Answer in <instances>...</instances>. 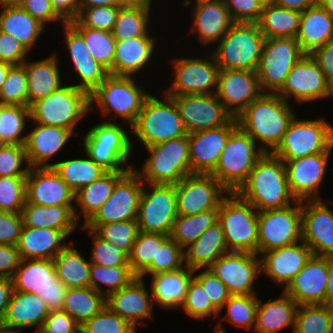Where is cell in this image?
<instances>
[{
  "label": "cell",
  "instance_id": "cell-1",
  "mask_svg": "<svg viewBox=\"0 0 333 333\" xmlns=\"http://www.w3.org/2000/svg\"><path fill=\"white\" fill-rule=\"evenodd\" d=\"M294 113L289 102L276 93L267 92L252 101L236 119L238 126L255 142L263 143L260 148L265 153H272L296 117Z\"/></svg>",
  "mask_w": 333,
  "mask_h": 333
},
{
  "label": "cell",
  "instance_id": "cell-2",
  "mask_svg": "<svg viewBox=\"0 0 333 333\" xmlns=\"http://www.w3.org/2000/svg\"><path fill=\"white\" fill-rule=\"evenodd\" d=\"M236 193L257 211L282 209L290 206L291 200L296 201L289 189L284 162L272 153H264Z\"/></svg>",
  "mask_w": 333,
  "mask_h": 333
},
{
  "label": "cell",
  "instance_id": "cell-3",
  "mask_svg": "<svg viewBox=\"0 0 333 333\" xmlns=\"http://www.w3.org/2000/svg\"><path fill=\"white\" fill-rule=\"evenodd\" d=\"M264 40L258 23L234 22L212 54L220 69L256 72Z\"/></svg>",
  "mask_w": 333,
  "mask_h": 333
},
{
  "label": "cell",
  "instance_id": "cell-4",
  "mask_svg": "<svg viewBox=\"0 0 333 333\" xmlns=\"http://www.w3.org/2000/svg\"><path fill=\"white\" fill-rule=\"evenodd\" d=\"M89 110L88 92L75 85H62L30 106V120L33 123L65 128L74 133V128Z\"/></svg>",
  "mask_w": 333,
  "mask_h": 333
},
{
  "label": "cell",
  "instance_id": "cell-5",
  "mask_svg": "<svg viewBox=\"0 0 333 333\" xmlns=\"http://www.w3.org/2000/svg\"><path fill=\"white\" fill-rule=\"evenodd\" d=\"M150 156L142 170L136 172L148 184L176 185L187 175L190 167L189 134L145 147Z\"/></svg>",
  "mask_w": 333,
  "mask_h": 333
},
{
  "label": "cell",
  "instance_id": "cell-6",
  "mask_svg": "<svg viewBox=\"0 0 333 333\" xmlns=\"http://www.w3.org/2000/svg\"><path fill=\"white\" fill-rule=\"evenodd\" d=\"M163 95V101L152 94L145 100L135 124L129 130L145 147L188 134L174 100Z\"/></svg>",
  "mask_w": 333,
  "mask_h": 333
},
{
  "label": "cell",
  "instance_id": "cell-7",
  "mask_svg": "<svg viewBox=\"0 0 333 333\" xmlns=\"http://www.w3.org/2000/svg\"><path fill=\"white\" fill-rule=\"evenodd\" d=\"M227 195L220 204L218 222L228 250L258 255L257 209L237 193Z\"/></svg>",
  "mask_w": 333,
  "mask_h": 333
},
{
  "label": "cell",
  "instance_id": "cell-8",
  "mask_svg": "<svg viewBox=\"0 0 333 333\" xmlns=\"http://www.w3.org/2000/svg\"><path fill=\"white\" fill-rule=\"evenodd\" d=\"M256 142L239 126L230 134L215 169L210 173L230 193L246 182L256 162L264 155Z\"/></svg>",
  "mask_w": 333,
  "mask_h": 333
},
{
  "label": "cell",
  "instance_id": "cell-9",
  "mask_svg": "<svg viewBox=\"0 0 333 333\" xmlns=\"http://www.w3.org/2000/svg\"><path fill=\"white\" fill-rule=\"evenodd\" d=\"M148 92L136 84L133 76L109 75L91 94L90 111L94 104L103 115L115 112V118L122 117L132 127L143 108Z\"/></svg>",
  "mask_w": 333,
  "mask_h": 333
},
{
  "label": "cell",
  "instance_id": "cell-10",
  "mask_svg": "<svg viewBox=\"0 0 333 333\" xmlns=\"http://www.w3.org/2000/svg\"><path fill=\"white\" fill-rule=\"evenodd\" d=\"M122 126L112 121L99 123L87 131L84 138L85 153L107 172L129 171L121 165L127 162L133 145Z\"/></svg>",
  "mask_w": 333,
  "mask_h": 333
},
{
  "label": "cell",
  "instance_id": "cell-11",
  "mask_svg": "<svg viewBox=\"0 0 333 333\" xmlns=\"http://www.w3.org/2000/svg\"><path fill=\"white\" fill-rule=\"evenodd\" d=\"M333 148V126L325 118L299 120L294 117L272 154L281 160H293L319 153H330Z\"/></svg>",
  "mask_w": 333,
  "mask_h": 333
},
{
  "label": "cell",
  "instance_id": "cell-12",
  "mask_svg": "<svg viewBox=\"0 0 333 333\" xmlns=\"http://www.w3.org/2000/svg\"><path fill=\"white\" fill-rule=\"evenodd\" d=\"M11 279L13 290L39 295L49 311L62 310L68 288L57 278L51 259H22Z\"/></svg>",
  "mask_w": 333,
  "mask_h": 333
},
{
  "label": "cell",
  "instance_id": "cell-13",
  "mask_svg": "<svg viewBox=\"0 0 333 333\" xmlns=\"http://www.w3.org/2000/svg\"><path fill=\"white\" fill-rule=\"evenodd\" d=\"M303 55L295 38H265L256 70L262 91L276 93Z\"/></svg>",
  "mask_w": 333,
  "mask_h": 333
},
{
  "label": "cell",
  "instance_id": "cell-14",
  "mask_svg": "<svg viewBox=\"0 0 333 333\" xmlns=\"http://www.w3.org/2000/svg\"><path fill=\"white\" fill-rule=\"evenodd\" d=\"M282 209L258 211V255L302 241L301 201Z\"/></svg>",
  "mask_w": 333,
  "mask_h": 333
},
{
  "label": "cell",
  "instance_id": "cell-15",
  "mask_svg": "<svg viewBox=\"0 0 333 333\" xmlns=\"http://www.w3.org/2000/svg\"><path fill=\"white\" fill-rule=\"evenodd\" d=\"M144 184L136 219L139 231L170 236L178 216L175 185L147 183L151 191Z\"/></svg>",
  "mask_w": 333,
  "mask_h": 333
},
{
  "label": "cell",
  "instance_id": "cell-16",
  "mask_svg": "<svg viewBox=\"0 0 333 333\" xmlns=\"http://www.w3.org/2000/svg\"><path fill=\"white\" fill-rule=\"evenodd\" d=\"M178 215L193 216L210 209H219L230 193L211 174L193 173L175 185Z\"/></svg>",
  "mask_w": 333,
  "mask_h": 333
},
{
  "label": "cell",
  "instance_id": "cell-17",
  "mask_svg": "<svg viewBox=\"0 0 333 333\" xmlns=\"http://www.w3.org/2000/svg\"><path fill=\"white\" fill-rule=\"evenodd\" d=\"M206 58L207 60L204 58H175L172 64L175 70L174 79L164 94L167 96L214 94L220 68L212 53H208Z\"/></svg>",
  "mask_w": 333,
  "mask_h": 333
},
{
  "label": "cell",
  "instance_id": "cell-18",
  "mask_svg": "<svg viewBox=\"0 0 333 333\" xmlns=\"http://www.w3.org/2000/svg\"><path fill=\"white\" fill-rule=\"evenodd\" d=\"M169 97L174 100L188 134L221 127L233 118L215 93Z\"/></svg>",
  "mask_w": 333,
  "mask_h": 333
},
{
  "label": "cell",
  "instance_id": "cell-19",
  "mask_svg": "<svg viewBox=\"0 0 333 333\" xmlns=\"http://www.w3.org/2000/svg\"><path fill=\"white\" fill-rule=\"evenodd\" d=\"M143 181L135 167L117 182L112 195L86 224H108L136 220Z\"/></svg>",
  "mask_w": 333,
  "mask_h": 333
},
{
  "label": "cell",
  "instance_id": "cell-20",
  "mask_svg": "<svg viewBox=\"0 0 333 333\" xmlns=\"http://www.w3.org/2000/svg\"><path fill=\"white\" fill-rule=\"evenodd\" d=\"M276 94L287 102H289L288 97L293 96L294 101L306 103L332 96V88L318 63L310 54H305L293 66Z\"/></svg>",
  "mask_w": 333,
  "mask_h": 333
},
{
  "label": "cell",
  "instance_id": "cell-21",
  "mask_svg": "<svg viewBox=\"0 0 333 333\" xmlns=\"http://www.w3.org/2000/svg\"><path fill=\"white\" fill-rule=\"evenodd\" d=\"M256 253L228 251L220 256L208 270L219 278L231 295H256L255 278L261 273Z\"/></svg>",
  "mask_w": 333,
  "mask_h": 333
},
{
  "label": "cell",
  "instance_id": "cell-22",
  "mask_svg": "<svg viewBox=\"0 0 333 333\" xmlns=\"http://www.w3.org/2000/svg\"><path fill=\"white\" fill-rule=\"evenodd\" d=\"M263 93L257 72L220 69L215 94L234 118Z\"/></svg>",
  "mask_w": 333,
  "mask_h": 333
},
{
  "label": "cell",
  "instance_id": "cell-23",
  "mask_svg": "<svg viewBox=\"0 0 333 333\" xmlns=\"http://www.w3.org/2000/svg\"><path fill=\"white\" fill-rule=\"evenodd\" d=\"M301 212L302 241L313 255L333 256V211L322 199H315L302 200Z\"/></svg>",
  "mask_w": 333,
  "mask_h": 333
},
{
  "label": "cell",
  "instance_id": "cell-24",
  "mask_svg": "<svg viewBox=\"0 0 333 333\" xmlns=\"http://www.w3.org/2000/svg\"><path fill=\"white\" fill-rule=\"evenodd\" d=\"M330 153H319L293 160H282L291 194L296 200L322 199L317 192L327 172ZM316 195V196H315Z\"/></svg>",
  "mask_w": 333,
  "mask_h": 333
},
{
  "label": "cell",
  "instance_id": "cell-25",
  "mask_svg": "<svg viewBox=\"0 0 333 333\" xmlns=\"http://www.w3.org/2000/svg\"><path fill=\"white\" fill-rule=\"evenodd\" d=\"M237 127V119L233 117L221 127L189 133L191 172L210 174L215 169L230 134Z\"/></svg>",
  "mask_w": 333,
  "mask_h": 333
},
{
  "label": "cell",
  "instance_id": "cell-26",
  "mask_svg": "<svg viewBox=\"0 0 333 333\" xmlns=\"http://www.w3.org/2000/svg\"><path fill=\"white\" fill-rule=\"evenodd\" d=\"M26 201L41 206H73L75 192L52 167H30Z\"/></svg>",
  "mask_w": 333,
  "mask_h": 333
},
{
  "label": "cell",
  "instance_id": "cell-27",
  "mask_svg": "<svg viewBox=\"0 0 333 333\" xmlns=\"http://www.w3.org/2000/svg\"><path fill=\"white\" fill-rule=\"evenodd\" d=\"M328 257L312 255L283 291L298 305L325 304Z\"/></svg>",
  "mask_w": 333,
  "mask_h": 333
},
{
  "label": "cell",
  "instance_id": "cell-28",
  "mask_svg": "<svg viewBox=\"0 0 333 333\" xmlns=\"http://www.w3.org/2000/svg\"><path fill=\"white\" fill-rule=\"evenodd\" d=\"M301 243V244H300ZM260 270L284 289L312 257L311 249L303 242L283 246L260 254Z\"/></svg>",
  "mask_w": 333,
  "mask_h": 333
},
{
  "label": "cell",
  "instance_id": "cell-29",
  "mask_svg": "<svg viewBox=\"0 0 333 333\" xmlns=\"http://www.w3.org/2000/svg\"><path fill=\"white\" fill-rule=\"evenodd\" d=\"M153 306L152 295L147 291L144 280L139 277L106 297V307L135 328L138 323L145 325L143 319L152 317Z\"/></svg>",
  "mask_w": 333,
  "mask_h": 333
},
{
  "label": "cell",
  "instance_id": "cell-30",
  "mask_svg": "<svg viewBox=\"0 0 333 333\" xmlns=\"http://www.w3.org/2000/svg\"><path fill=\"white\" fill-rule=\"evenodd\" d=\"M194 24L191 31L197 33L203 45L220 41L234 23L224 0L195 1Z\"/></svg>",
  "mask_w": 333,
  "mask_h": 333
},
{
  "label": "cell",
  "instance_id": "cell-31",
  "mask_svg": "<svg viewBox=\"0 0 333 333\" xmlns=\"http://www.w3.org/2000/svg\"><path fill=\"white\" fill-rule=\"evenodd\" d=\"M48 314L39 295L13 290L1 328L20 332L22 328L37 326L40 330Z\"/></svg>",
  "mask_w": 333,
  "mask_h": 333
},
{
  "label": "cell",
  "instance_id": "cell-32",
  "mask_svg": "<svg viewBox=\"0 0 333 333\" xmlns=\"http://www.w3.org/2000/svg\"><path fill=\"white\" fill-rule=\"evenodd\" d=\"M27 133L25 151L30 167H51L47 161L60 151L72 132L65 128L38 123Z\"/></svg>",
  "mask_w": 333,
  "mask_h": 333
},
{
  "label": "cell",
  "instance_id": "cell-33",
  "mask_svg": "<svg viewBox=\"0 0 333 333\" xmlns=\"http://www.w3.org/2000/svg\"><path fill=\"white\" fill-rule=\"evenodd\" d=\"M66 237L61 230L23 225L16 247L22 259L53 260L68 245L63 242Z\"/></svg>",
  "mask_w": 333,
  "mask_h": 333
},
{
  "label": "cell",
  "instance_id": "cell-34",
  "mask_svg": "<svg viewBox=\"0 0 333 333\" xmlns=\"http://www.w3.org/2000/svg\"><path fill=\"white\" fill-rule=\"evenodd\" d=\"M156 40L150 36L116 40L111 75L132 76L149 63Z\"/></svg>",
  "mask_w": 333,
  "mask_h": 333
},
{
  "label": "cell",
  "instance_id": "cell-35",
  "mask_svg": "<svg viewBox=\"0 0 333 333\" xmlns=\"http://www.w3.org/2000/svg\"><path fill=\"white\" fill-rule=\"evenodd\" d=\"M74 206H41L25 201L22 209L24 226L63 231L67 236L78 226L80 214Z\"/></svg>",
  "mask_w": 333,
  "mask_h": 333
},
{
  "label": "cell",
  "instance_id": "cell-36",
  "mask_svg": "<svg viewBox=\"0 0 333 333\" xmlns=\"http://www.w3.org/2000/svg\"><path fill=\"white\" fill-rule=\"evenodd\" d=\"M295 39L305 54H311L315 49L333 41V19L319 2L301 12Z\"/></svg>",
  "mask_w": 333,
  "mask_h": 333
},
{
  "label": "cell",
  "instance_id": "cell-37",
  "mask_svg": "<svg viewBox=\"0 0 333 333\" xmlns=\"http://www.w3.org/2000/svg\"><path fill=\"white\" fill-rule=\"evenodd\" d=\"M229 250L219 222L207 228L199 238L184 249V266L197 272L208 269L220 256Z\"/></svg>",
  "mask_w": 333,
  "mask_h": 333
},
{
  "label": "cell",
  "instance_id": "cell-38",
  "mask_svg": "<svg viewBox=\"0 0 333 333\" xmlns=\"http://www.w3.org/2000/svg\"><path fill=\"white\" fill-rule=\"evenodd\" d=\"M173 272H160L152 275L150 291L153 303L164 309L181 307L185 301L187 288L194 270L184 266Z\"/></svg>",
  "mask_w": 333,
  "mask_h": 333
},
{
  "label": "cell",
  "instance_id": "cell-39",
  "mask_svg": "<svg viewBox=\"0 0 333 333\" xmlns=\"http://www.w3.org/2000/svg\"><path fill=\"white\" fill-rule=\"evenodd\" d=\"M59 59L55 54L35 62H23L28 82V107L34 102L46 98L59 89L63 83L59 68Z\"/></svg>",
  "mask_w": 333,
  "mask_h": 333
},
{
  "label": "cell",
  "instance_id": "cell-40",
  "mask_svg": "<svg viewBox=\"0 0 333 333\" xmlns=\"http://www.w3.org/2000/svg\"><path fill=\"white\" fill-rule=\"evenodd\" d=\"M298 304L284 291L281 297L275 300L271 298L262 303L258 299L256 311V324L254 331L257 333H277L281 329L292 326V333L295 327V315Z\"/></svg>",
  "mask_w": 333,
  "mask_h": 333
},
{
  "label": "cell",
  "instance_id": "cell-41",
  "mask_svg": "<svg viewBox=\"0 0 333 333\" xmlns=\"http://www.w3.org/2000/svg\"><path fill=\"white\" fill-rule=\"evenodd\" d=\"M45 28L20 6L2 7L0 31L18 39L29 52Z\"/></svg>",
  "mask_w": 333,
  "mask_h": 333
},
{
  "label": "cell",
  "instance_id": "cell-42",
  "mask_svg": "<svg viewBox=\"0 0 333 333\" xmlns=\"http://www.w3.org/2000/svg\"><path fill=\"white\" fill-rule=\"evenodd\" d=\"M57 278L67 288L90 287V261L68 244L53 258Z\"/></svg>",
  "mask_w": 333,
  "mask_h": 333
},
{
  "label": "cell",
  "instance_id": "cell-43",
  "mask_svg": "<svg viewBox=\"0 0 333 333\" xmlns=\"http://www.w3.org/2000/svg\"><path fill=\"white\" fill-rule=\"evenodd\" d=\"M301 12L277 6L272 1L263 5L258 21L265 38H296Z\"/></svg>",
  "mask_w": 333,
  "mask_h": 333
},
{
  "label": "cell",
  "instance_id": "cell-44",
  "mask_svg": "<svg viewBox=\"0 0 333 333\" xmlns=\"http://www.w3.org/2000/svg\"><path fill=\"white\" fill-rule=\"evenodd\" d=\"M127 171L106 172L99 179L75 193V202L84 215L86 224L99 210V208L112 195L116 182Z\"/></svg>",
  "mask_w": 333,
  "mask_h": 333
},
{
  "label": "cell",
  "instance_id": "cell-45",
  "mask_svg": "<svg viewBox=\"0 0 333 333\" xmlns=\"http://www.w3.org/2000/svg\"><path fill=\"white\" fill-rule=\"evenodd\" d=\"M106 307V297L91 287L68 288L62 310L80 326Z\"/></svg>",
  "mask_w": 333,
  "mask_h": 333
},
{
  "label": "cell",
  "instance_id": "cell-46",
  "mask_svg": "<svg viewBox=\"0 0 333 333\" xmlns=\"http://www.w3.org/2000/svg\"><path fill=\"white\" fill-rule=\"evenodd\" d=\"M151 5L125 3L119 8L118 16L112 30L116 40L133 37L150 36L149 18Z\"/></svg>",
  "mask_w": 333,
  "mask_h": 333
},
{
  "label": "cell",
  "instance_id": "cell-47",
  "mask_svg": "<svg viewBox=\"0 0 333 333\" xmlns=\"http://www.w3.org/2000/svg\"><path fill=\"white\" fill-rule=\"evenodd\" d=\"M86 156V159H67L51 163V167L75 193L96 181L107 172L87 154Z\"/></svg>",
  "mask_w": 333,
  "mask_h": 333
},
{
  "label": "cell",
  "instance_id": "cell-48",
  "mask_svg": "<svg viewBox=\"0 0 333 333\" xmlns=\"http://www.w3.org/2000/svg\"><path fill=\"white\" fill-rule=\"evenodd\" d=\"M219 209H210L193 216L178 215L170 237L184 250L210 226L218 222Z\"/></svg>",
  "mask_w": 333,
  "mask_h": 333
},
{
  "label": "cell",
  "instance_id": "cell-49",
  "mask_svg": "<svg viewBox=\"0 0 333 333\" xmlns=\"http://www.w3.org/2000/svg\"><path fill=\"white\" fill-rule=\"evenodd\" d=\"M69 23L83 36L91 56L111 75L116 46L112 32L84 27L76 19Z\"/></svg>",
  "mask_w": 333,
  "mask_h": 333
},
{
  "label": "cell",
  "instance_id": "cell-50",
  "mask_svg": "<svg viewBox=\"0 0 333 333\" xmlns=\"http://www.w3.org/2000/svg\"><path fill=\"white\" fill-rule=\"evenodd\" d=\"M333 307L325 304L298 305L293 333H332Z\"/></svg>",
  "mask_w": 333,
  "mask_h": 333
},
{
  "label": "cell",
  "instance_id": "cell-51",
  "mask_svg": "<svg viewBox=\"0 0 333 333\" xmlns=\"http://www.w3.org/2000/svg\"><path fill=\"white\" fill-rule=\"evenodd\" d=\"M135 278L137 276L130 266L104 267L91 264L90 267V287L105 297L128 286ZM101 284L107 289H102Z\"/></svg>",
  "mask_w": 333,
  "mask_h": 333
},
{
  "label": "cell",
  "instance_id": "cell-52",
  "mask_svg": "<svg viewBox=\"0 0 333 333\" xmlns=\"http://www.w3.org/2000/svg\"><path fill=\"white\" fill-rule=\"evenodd\" d=\"M84 230H93L100 238L130 254L139 232L137 220L118 221L108 224H84Z\"/></svg>",
  "mask_w": 333,
  "mask_h": 333
},
{
  "label": "cell",
  "instance_id": "cell-53",
  "mask_svg": "<svg viewBox=\"0 0 333 333\" xmlns=\"http://www.w3.org/2000/svg\"><path fill=\"white\" fill-rule=\"evenodd\" d=\"M26 118L30 119V107L0 104V137L7 144L25 145L27 135L21 134Z\"/></svg>",
  "mask_w": 333,
  "mask_h": 333
},
{
  "label": "cell",
  "instance_id": "cell-54",
  "mask_svg": "<svg viewBox=\"0 0 333 333\" xmlns=\"http://www.w3.org/2000/svg\"><path fill=\"white\" fill-rule=\"evenodd\" d=\"M167 235L139 231L128 255L132 272L138 277L155 260L157 248L167 238Z\"/></svg>",
  "mask_w": 333,
  "mask_h": 333
},
{
  "label": "cell",
  "instance_id": "cell-55",
  "mask_svg": "<svg viewBox=\"0 0 333 333\" xmlns=\"http://www.w3.org/2000/svg\"><path fill=\"white\" fill-rule=\"evenodd\" d=\"M184 250L168 236L157 248L155 260L138 276L143 279L144 275H155L160 272H173L180 270L183 267Z\"/></svg>",
  "mask_w": 333,
  "mask_h": 333
},
{
  "label": "cell",
  "instance_id": "cell-56",
  "mask_svg": "<svg viewBox=\"0 0 333 333\" xmlns=\"http://www.w3.org/2000/svg\"><path fill=\"white\" fill-rule=\"evenodd\" d=\"M225 307L227 308L225 321L241 328L254 330L258 307L256 295H231L224 304L223 308Z\"/></svg>",
  "mask_w": 333,
  "mask_h": 333
},
{
  "label": "cell",
  "instance_id": "cell-57",
  "mask_svg": "<svg viewBox=\"0 0 333 333\" xmlns=\"http://www.w3.org/2000/svg\"><path fill=\"white\" fill-rule=\"evenodd\" d=\"M27 84L25 67L12 65L0 90V104L28 106Z\"/></svg>",
  "mask_w": 333,
  "mask_h": 333
},
{
  "label": "cell",
  "instance_id": "cell-58",
  "mask_svg": "<svg viewBox=\"0 0 333 333\" xmlns=\"http://www.w3.org/2000/svg\"><path fill=\"white\" fill-rule=\"evenodd\" d=\"M181 308L189 317L194 319H204L211 315L216 317L220 314V311L212 304L205 290L194 277L189 282L185 301Z\"/></svg>",
  "mask_w": 333,
  "mask_h": 333
},
{
  "label": "cell",
  "instance_id": "cell-59",
  "mask_svg": "<svg viewBox=\"0 0 333 333\" xmlns=\"http://www.w3.org/2000/svg\"><path fill=\"white\" fill-rule=\"evenodd\" d=\"M26 177H0V210L21 213L26 201Z\"/></svg>",
  "mask_w": 333,
  "mask_h": 333
},
{
  "label": "cell",
  "instance_id": "cell-60",
  "mask_svg": "<svg viewBox=\"0 0 333 333\" xmlns=\"http://www.w3.org/2000/svg\"><path fill=\"white\" fill-rule=\"evenodd\" d=\"M80 333H136V328L105 307L80 326Z\"/></svg>",
  "mask_w": 333,
  "mask_h": 333
},
{
  "label": "cell",
  "instance_id": "cell-61",
  "mask_svg": "<svg viewBox=\"0 0 333 333\" xmlns=\"http://www.w3.org/2000/svg\"><path fill=\"white\" fill-rule=\"evenodd\" d=\"M93 235L91 264H97L104 267L130 266L128 255L110 242L100 238L93 230H88Z\"/></svg>",
  "mask_w": 333,
  "mask_h": 333
},
{
  "label": "cell",
  "instance_id": "cell-62",
  "mask_svg": "<svg viewBox=\"0 0 333 333\" xmlns=\"http://www.w3.org/2000/svg\"><path fill=\"white\" fill-rule=\"evenodd\" d=\"M80 83L75 85L91 94L110 74L94 58L71 59Z\"/></svg>",
  "mask_w": 333,
  "mask_h": 333
},
{
  "label": "cell",
  "instance_id": "cell-63",
  "mask_svg": "<svg viewBox=\"0 0 333 333\" xmlns=\"http://www.w3.org/2000/svg\"><path fill=\"white\" fill-rule=\"evenodd\" d=\"M121 6H95L79 10L76 20L84 27L112 32Z\"/></svg>",
  "mask_w": 333,
  "mask_h": 333
},
{
  "label": "cell",
  "instance_id": "cell-64",
  "mask_svg": "<svg viewBox=\"0 0 333 333\" xmlns=\"http://www.w3.org/2000/svg\"><path fill=\"white\" fill-rule=\"evenodd\" d=\"M23 162L27 165L24 169ZM29 169L25 145L7 144L0 151V177L27 176Z\"/></svg>",
  "mask_w": 333,
  "mask_h": 333
},
{
  "label": "cell",
  "instance_id": "cell-65",
  "mask_svg": "<svg viewBox=\"0 0 333 333\" xmlns=\"http://www.w3.org/2000/svg\"><path fill=\"white\" fill-rule=\"evenodd\" d=\"M193 277L203 287L212 304L221 312L231 296L227 286L208 269L201 271L198 275H193Z\"/></svg>",
  "mask_w": 333,
  "mask_h": 333
},
{
  "label": "cell",
  "instance_id": "cell-66",
  "mask_svg": "<svg viewBox=\"0 0 333 333\" xmlns=\"http://www.w3.org/2000/svg\"><path fill=\"white\" fill-rule=\"evenodd\" d=\"M233 22L258 23L263 4L259 0H224Z\"/></svg>",
  "mask_w": 333,
  "mask_h": 333
},
{
  "label": "cell",
  "instance_id": "cell-67",
  "mask_svg": "<svg viewBox=\"0 0 333 333\" xmlns=\"http://www.w3.org/2000/svg\"><path fill=\"white\" fill-rule=\"evenodd\" d=\"M23 225L21 213L0 210V244L16 246Z\"/></svg>",
  "mask_w": 333,
  "mask_h": 333
},
{
  "label": "cell",
  "instance_id": "cell-68",
  "mask_svg": "<svg viewBox=\"0 0 333 333\" xmlns=\"http://www.w3.org/2000/svg\"><path fill=\"white\" fill-rule=\"evenodd\" d=\"M29 51L15 37L0 31V61L11 65H21Z\"/></svg>",
  "mask_w": 333,
  "mask_h": 333
},
{
  "label": "cell",
  "instance_id": "cell-69",
  "mask_svg": "<svg viewBox=\"0 0 333 333\" xmlns=\"http://www.w3.org/2000/svg\"><path fill=\"white\" fill-rule=\"evenodd\" d=\"M43 333H80V325L65 311H49L40 329Z\"/></svg>",
  "mask_w": 333,
  "mask_h": 333
},
{
  "label": "cell",
  "instance_id": "cell-70",
  "mask_svg": "<svg viewBox=\"0 0 333 333\" xmlns=\"http://www.w3.org/2000/svg\"><path fill=\"white\" fill-rule=\"evenodd\" d=\"M19 6L44 27L46 22L62 21L61 23H65L53 10L50 0H23Z\"/></svg>",
  "mask_w": 333,
  "mask_h": 333
},
{
  "label": "cell",
  "instance_id": "cell-71",
  "mask_svg": "<svg viewBox=\"0 0 333 333\" xmlns=\"http://www.w3.org/2000/svg\"><path fill=\"white\" fill-rule=\"evenodd\" d=\"M64 38L71 59L93 58L83 36L70 24L63 23Z\"/></svg>",
  "mask_w": 333,
  "mask_h": 333
},
{
  "label": "cell",
  "instance_id": "cell-72",
  "mask_svg": "<svg viewBox=\"0 0 333 333\" xmlns=\"http://www.w3.org/2000/svg\"><path fill=\"white\" fill-rule=\"evenodd\" d=\"M21 260L15 245L0 244V276L11 278L20 266Z\"/></svg>",
  "mask_w": 333,
  "mask_h": 333
},
{
  "label": "cell",
  "instance_id": "cell-73",
  "mask_svg": "<svg viewBox=\"0 0 333 333\" xmlns=\"http://www.w3.org/2000/svg\"><path fill=\"white\" fill-rule=\"evenodd\" d=\"M310 55L318 63L328 84L333 88V41L315 49Z\"/></svg>",
  "mask_w": 333,
  "mask_h": 333
},
{
  "label": "cell",
  "instance_id": "cell-74",
  "mask_svg": "<svg viewBox=\"0 0 333 333\" xmlns=\"http://www.w3.org/2000/svg\"><path fill=\"white\" fill-rule=\"evenodd\" d=\"M50 3L65 23L75 20L79 14L78 0H50Z\"/></svg>",
  "mask_w": 333,
  "mask_h": 333
},
{
  "label": "cell",
  "instance_id": "cell-75",
  "mask_svg": "<svg viewBox=\"0 0 333 333\" xmlns=\"http://www.w3.org/2000/svg\"><path fill=\"white\" fill-rule=\"evenodd\" d=\"M13 292L12 279L0 276V327Z\"/></svg>",
  "mask_w": 333,
  "mask_h": 333
},
{
  "label": "cell",
  "instance_id": "cell-76",
  "mask_svg": "<svg viewBox=\"0 0 333 333\" xmlns=\"http://www.w3.org/2000/svg\"><path fill=\"white\" fill-rule=\"evenodd\" d=\"M272 2L283 8L304 12L314 6L318 0H272Z\"/></svg>",
  "mask_w": 333,
  "mask_h": 333
},
{
  "label": "cell",
  "instance_id": "cell-77",
  "mask_svg": "<svg viewBox=\"0 0 333 333\" xmlns=\"http://www.w3.org/2000/svg\"><path fill=\"white\" fill-rule=\"evenodd\" d=\"M325 305L333 307V256H328V282Z\"/></svg>",
  "mask_w": 333,
  "mask_h": 333
},
{
  "label": "cell",
  "instance_id": "cell-78",
  "mask_svg": "<svg viewBox=\"0 0 333 333\" xmlns=\"http://www.w3.org/2000/svg\"><path fill=\"white\" fill-rule=\"evenodd\" d=\"M122 0H78L79 10L95 6H122Z\"/></svg>",
  "mask_w": 333,
  "mask_h": 333
},
{
  "label": "cell",
  "instance_id": "cell-79",
  "mask_svg": "<svg viewBox=\"0 0 333 333\" xmlns=\"http://www.w3.org/2000/svg\"><path fill=\"white\" fill-rule=\"evenodd\" d=\"M12 65L6 62L0 61V90L4 84L8 71Z\"/></svg>",
  "mask_w": 333,
  "mask_h": 333
},
{
  "label": "cell",
  "instance_id": "cell-80",
  "mask_svg": "<svg viewBox=\"0 0 333 333\" xmlns=\"http://www.w3.org/2000/svg\"><path fill=\"white\" fill-rule=\"evenodd\" d=\"M327 14L333 19V0H318Z\"/></svg>",
  "mask_w": 333,
  "mask_h": 333
}]
</instances>
